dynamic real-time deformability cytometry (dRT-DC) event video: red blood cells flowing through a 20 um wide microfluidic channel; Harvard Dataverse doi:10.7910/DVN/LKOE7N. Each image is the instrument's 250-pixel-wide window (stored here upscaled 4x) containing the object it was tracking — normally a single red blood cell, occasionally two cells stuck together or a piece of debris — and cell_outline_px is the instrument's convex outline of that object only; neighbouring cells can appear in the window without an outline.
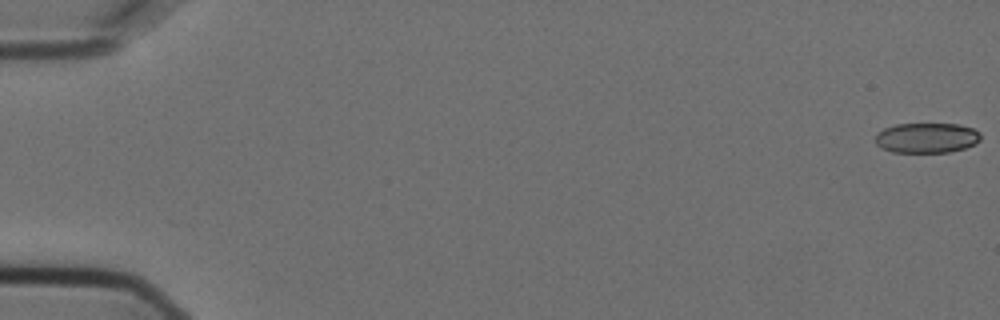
{"species": "Egyptian fruit bat (a non-hibernating species)", "species_latin": "Rousettus aegyptiacus", "temperature_condition": "cold", "stored_images_in_passage": 13, "camera_frame_rate_fps": 3000, "um_per_image_px": 0.085, "animal": {"sex": "female"}, "frame": {"image": 1, "passage_image": 1, "time_ms": 0.0, "image_size_px": [1000, 320], "cell_outline_px": [[980, 140], [976, 144], [964, 148], [948, 152], [892, 152], [880, 148], [876, 144], [876, 136], [884, 128], [896, 124], [960, 124], [972, 128], [980, 132]], "centroid_in_image_um": [78.78, 11.72], "position_along_channel_um": 6.2, "area_um2": 18.5}}